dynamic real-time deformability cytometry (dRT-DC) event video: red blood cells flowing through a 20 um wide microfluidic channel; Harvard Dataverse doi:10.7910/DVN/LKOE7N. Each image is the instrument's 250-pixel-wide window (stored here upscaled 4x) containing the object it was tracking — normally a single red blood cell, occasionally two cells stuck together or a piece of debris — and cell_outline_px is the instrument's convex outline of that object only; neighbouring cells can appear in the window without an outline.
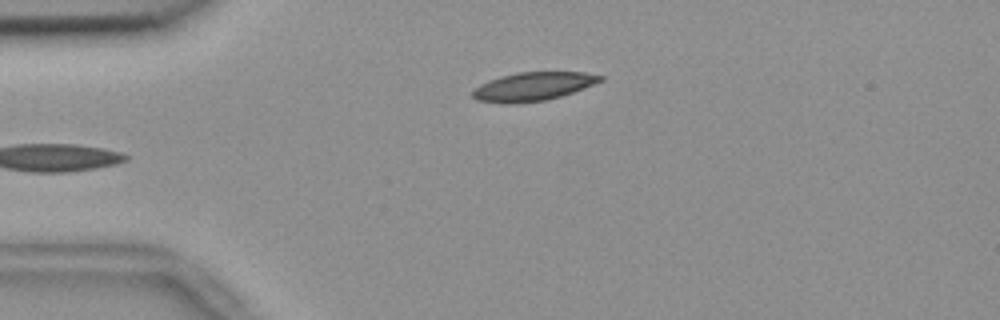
{"species": "common noctule bat (a hibernating species)", "species_latin": "Nyctalus noctula", "temperature_condition": "room temperature", "stored_images_in_passage": 39, "camera_frame_rate_fps": 3000, "um_per_image_px": 0.085, "animal": {"sex": "female", "body_mass_g": 18.4}, "frame": {"image": 1, "passage_image": 1, "time_ms": 0.0, "image_size_px": [1000, 320], "cell_outline_px": [[604, 80], [584, 88], [548, 100], [516, 104], [504, 104], [476, 100], [472, 96], [472, 92], [480, 84], [488, 80], [500, 76], [516, 72], [584, 72], [604, 76]], "centroid_in_image_um": [45.29, 7.36], "position_along_channel_um": 39.7, "area_um2": 21.44}}
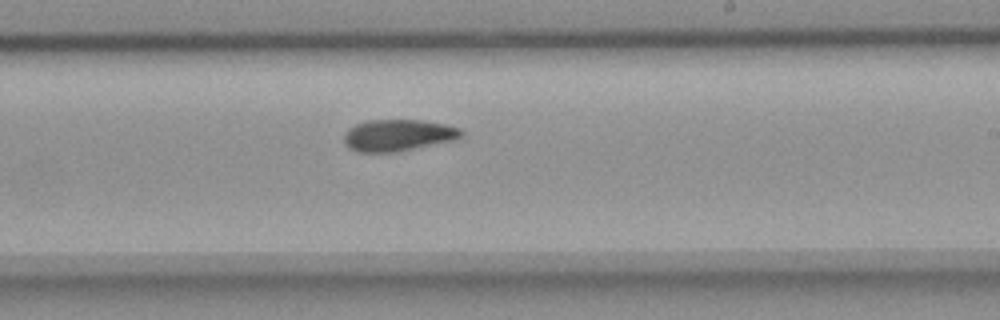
{"frame": {"image": 2, "passage_image": 21, "time_ms": 6.667, "image_size_px": [1000, 320], "cell_outline_px": [[464, 136], [456, 140], [396, 152], [356, 152], [348, 148], [344, 144], [344, 132], [348, 128], [356, 124], [368, 120], [420, 120], [444, 124], [460, 128], [464, 132]], "centroid_in_image_um": [33.83, 11.5], "position_along_channel_um": 255.2, "area_um2": 21.91}}
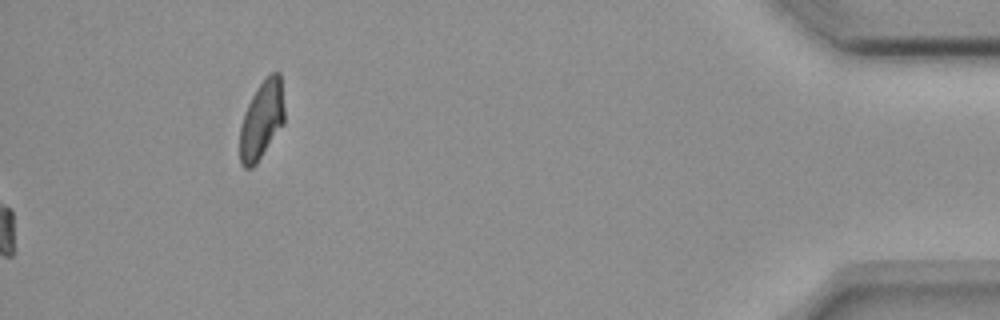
{"frame": {"image": 3, "passage_image": 39, "time_ms": 12.667, "image_size_px": [1000, 320], "cell_outline_px": [[284, 124], [256, 164], [252, 168], [244, 168], [240, 164], [240, 124], [244, 112], [256, 88], [272, 72], [280, 72], [284, 108]], "centroid_in_image_um": [22.24, 10.22], "position_along_channel_um": 413.0, "area_um2": 20.35}, "authors_computed_cell_mechanics": {"area_um2": 21.675, "velocity_mm_per_s": 3.6689, "shape_relaxation_time_tau1_ms": 6.7748, "shape_relaxation_time_tau2_ms": 3.1245, "deformation_change_tau1": 0.1582, "deformation_change_tau2": 0.0732}}